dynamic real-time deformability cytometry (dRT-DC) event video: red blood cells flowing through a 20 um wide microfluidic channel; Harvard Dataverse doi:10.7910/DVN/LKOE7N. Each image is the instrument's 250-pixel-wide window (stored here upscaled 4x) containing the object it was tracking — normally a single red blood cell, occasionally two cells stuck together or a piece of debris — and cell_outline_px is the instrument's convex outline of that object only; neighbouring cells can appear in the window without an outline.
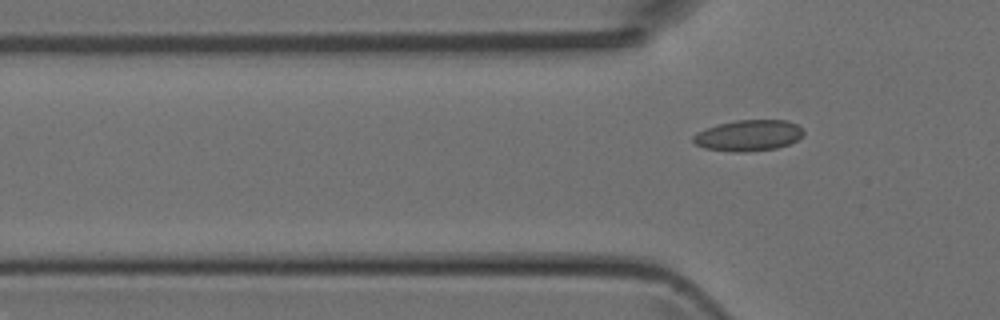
{"species": "Egyptian fruit bat (a non-hibernating species)", "species_latin": "Rousettus aegyptiacus", "temperature_condition": "room temperature", "stored_images_in_passage": 2, "camera_frame_rate_fps": 3000, "um_per_image_px": 0.085, "animal": {"sex": "female"}, "frame": {"image": 1, "passage_image": 2, "time_ms": 0.333, "image_size_px": [1000, 320], "cell_outline_px": [[804, 132], [796, 140], [788, 144], [776, 148], [744, 152], [732, 152], [704, 148], [696, 144], [692, 140], [692, 136], [696, 132], [716, 124], [736, 120], [788, 120], [796, 124]], "centroid_in_image_um": [63.57, 11.51], "position_along_channel_um": 62.2, "area_um2": 19.94}}